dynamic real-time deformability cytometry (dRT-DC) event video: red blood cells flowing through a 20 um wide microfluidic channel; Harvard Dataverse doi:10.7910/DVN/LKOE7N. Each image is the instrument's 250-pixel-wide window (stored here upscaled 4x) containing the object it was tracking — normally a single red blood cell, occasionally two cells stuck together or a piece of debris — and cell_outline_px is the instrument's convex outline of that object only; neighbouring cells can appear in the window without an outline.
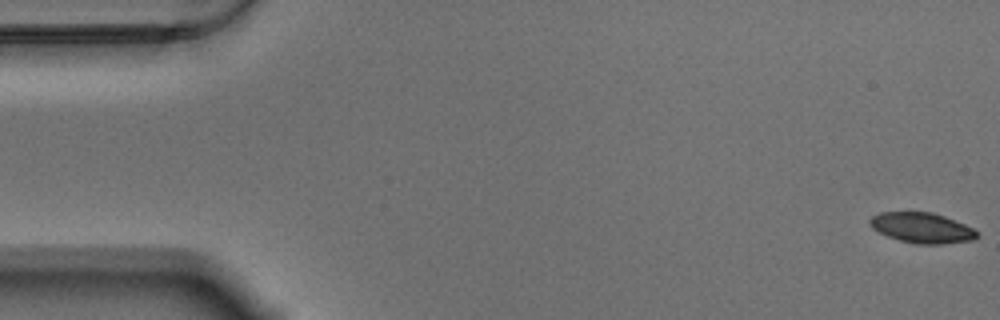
{"species": "Egyptian fruit bat (a non-hibernating species)", "species_latin": "Rousettus aegyptiacus", "temperature_condition": "warm", "stored_images_in_passage": 58, "camera_frame_rate_fps": 3000, "um_per_image_px": 0.085, "animal": {"sex": "male"}, "frame": {"image": 1, "passage_image": 1, "time_ms": 0.0, "image_size_px": [1000, 320], "cell_outline_px": [[980, 232], [972, 240], [940, 244], [916, 244], [900, 240], [888, 236], [872, 228], [868, 224], [868, 220], [872, 216], [880, 212], [932, 212], [944, 216], [964, 224]], "centroid_in_image_um": [78.34, 19.36], "position_along_channel_um": 6.7, "area_um2": 18.84}}
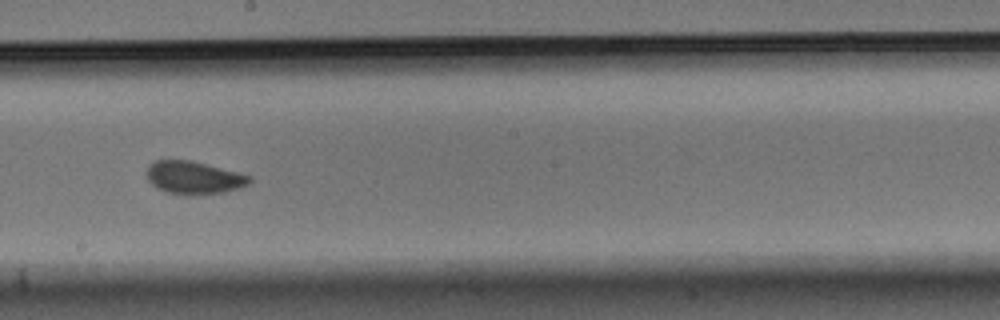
{"frame": {"image": 2, "passage_image": 32, "time_ms": 10.333, "image_size_px": [1000, 320], "cell_outline_px": [[252, 180], [248, 184], [240, 188], [224, 192], [192, 196], [188, 196], [168, 192], [156, 188], [148, 180], [144, 172], [148, 164], [156, 160], [192, 160], [252, 176]], "centroid_in_image_um": [16.44, 15.1], "position_along_channel_um": 231.8, "area_um2": 20.06}}
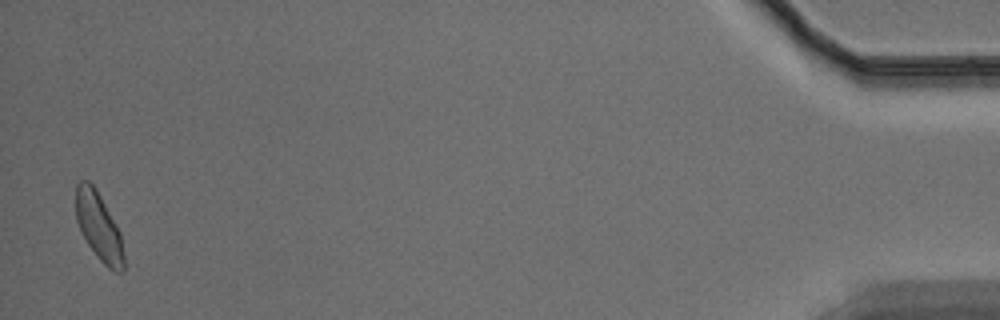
{"frame": {"image": 3, "passage_image": 57, "time_ms": 18.667, "image_size_px": [1000, 320], "cell_outline_px": [[124, 272], [116, 272], [108, 268], [100, 260], [88, 244], [80, 232], [76, 220], [76, 184], [80, 180], [88, 180], [96, 188], [120, 232], [124, 256]], "centroid_in_image_um": [8.39, 19.26], "position_along_channel_um": 426.8, "area_um2": 18.96}, "authors_computed_cell_mechanics": {"area_um2": 19.3341, "velocity_mm_per_s": 3.4698, "shape_relaxation_time_tau1_ms": 3.7166, "shape_relaxation_time_tau2_ms": 1.6909, "deformation_change_tau1": 0.0979, "deformation_change_tau2": 0.0419}}